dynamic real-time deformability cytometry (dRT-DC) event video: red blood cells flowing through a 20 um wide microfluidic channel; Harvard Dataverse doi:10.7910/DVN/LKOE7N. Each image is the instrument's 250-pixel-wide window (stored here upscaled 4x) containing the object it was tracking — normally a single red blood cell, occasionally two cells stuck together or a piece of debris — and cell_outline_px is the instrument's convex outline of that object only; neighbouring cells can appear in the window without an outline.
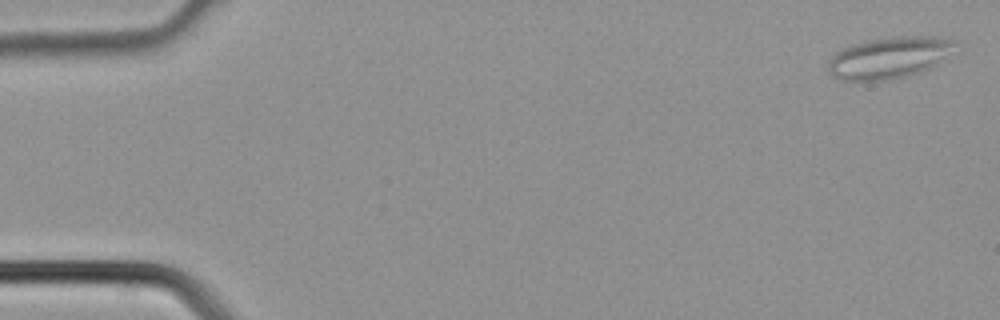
{"species": "common noctule bat (a hibernating species)", "species_latin": "Nyctalus noctula", "temperature_condition": "cold", "stored_images_in_passage": 5, "camera_frame_rate_fps": 3000, "um_per_image_px": 0.085, "animal": {"sex": "male", "body_mass_g": 21.5, "forearm_length_mm": 52.0}, "frame": {"image": 1, "passage_image": 1, "time_ms": 0.0, "image_size_px": [1000, 320], "cell_outline_px": [[956, 40], [944, 56], [936, 64], [920, 72], [908, 76], [888, 80], [840, 80], [832, 76], [828, 72], [828, 60], [836, 52], [852, 44], [868, 40], [900, 36], [936, 36]], "centroid_in_image_um": [75.49, 4.91], "position_along_channel_um": 9.5, "area_um2": 30.29}}
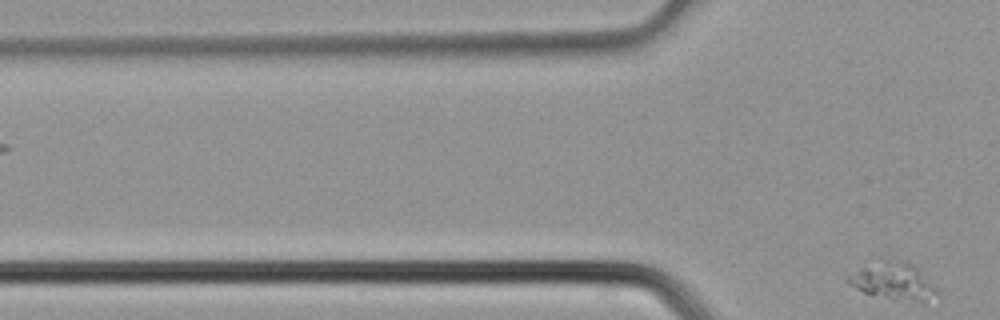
{"frame": {"image": 2, "passage_image": 5, "time_ms": 1.333, "image_size_px": [1000, 320], "cell_outline_px": [[940, 296], [912, 304], [864, 292], [848, 284], [844, 280], [844, 276], [860, 268], [888, 260], [896, 260], [912, 264], [940, 288]], "centroid_in_image_um": [76.0, 23.96], "position_along_channel_um": 49.8, "area_um2": 19.48}}